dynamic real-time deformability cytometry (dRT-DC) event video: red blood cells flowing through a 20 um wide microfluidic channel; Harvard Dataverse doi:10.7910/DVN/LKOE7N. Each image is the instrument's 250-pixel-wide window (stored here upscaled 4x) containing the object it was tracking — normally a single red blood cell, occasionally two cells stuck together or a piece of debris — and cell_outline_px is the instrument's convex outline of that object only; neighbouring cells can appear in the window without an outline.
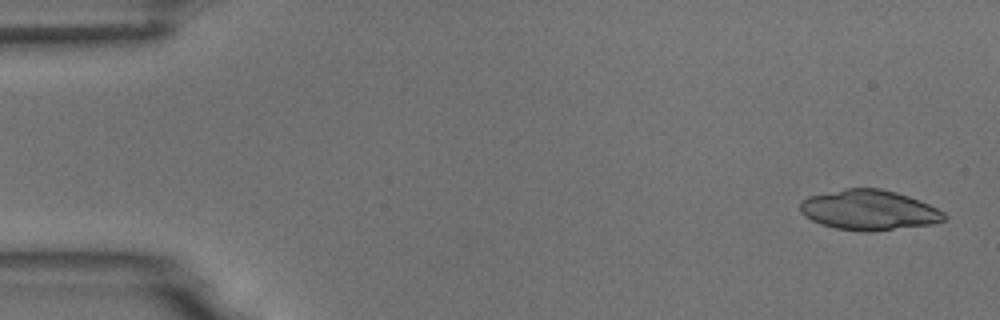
{"species": "common noctule bat (a hibernating species)", "species_latin": "Nyctalus noctula", "temperature_condition": "room temperature", "stored_images_in_passage": 6, "camera_frame_rate_fps": 3000, "um_per_image_px": 0.085, "animal": {"sex": "male", "body_mass_g": 18.8}, "frame": {"image": 1, "passage_image": 1, "time_ms": 0.0, "image_size_px": [1000, 320], "cell_outline_px": [[948, 216], [944, 220], [932, 224], [872, 232], [860, 232], [836, 228], [820, 224], [804, 216], [800, 212], [800, 204], [808, 196], [844, 188], [880, 188], [896, 192], [920, 200], [944, 212]], "centroid_in_image_um": [73.86, 17.86], "position_along_channel_um": 11.1, "area_um2": 33.87}}